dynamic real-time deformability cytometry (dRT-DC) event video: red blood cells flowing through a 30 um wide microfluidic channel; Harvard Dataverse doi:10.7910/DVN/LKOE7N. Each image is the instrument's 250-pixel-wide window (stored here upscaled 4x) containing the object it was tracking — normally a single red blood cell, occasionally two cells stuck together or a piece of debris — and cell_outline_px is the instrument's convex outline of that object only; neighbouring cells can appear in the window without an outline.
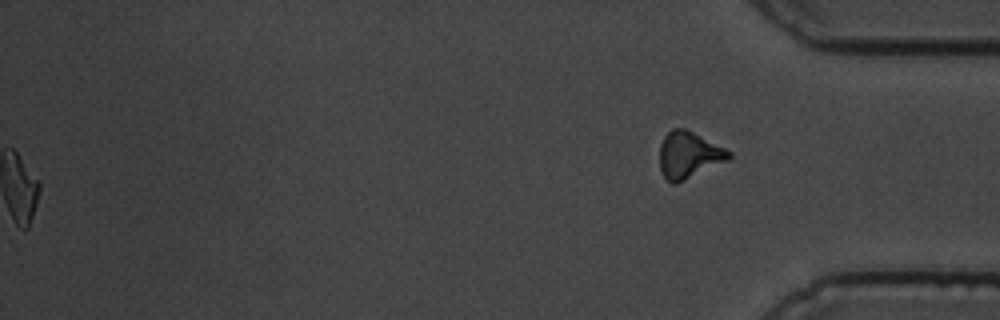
{"species": "common noctule bat (a hibernating species)", "species_latin": "Nyctalus noctula", "temperature_condition": "cold", "stored_images_in_passage": 59, "segment_of_instrument_passage": [2, 2], "camera_frame_rate_fps": 3000, "um_per_image_px": 0.085, "animal": {"sex": "male", "body_mass_g": 19.5, "forearm_length_mm": 54.6}, "frame": {"image": 1, "passage_image": 59, "time_ms": 19.333, "image_size_px": [1000, 320], "cell_outline_px": [[732, 156], [728, 160], [676, 184], [672, 184], [660, 172], [660, 144], [664, 136], [672, 128], [684, 128], [732, 152]], "centroid_in_image_um": [58.52, 13.18], "position_along_channel_um": 376.7, "area_um2": 18.61}}